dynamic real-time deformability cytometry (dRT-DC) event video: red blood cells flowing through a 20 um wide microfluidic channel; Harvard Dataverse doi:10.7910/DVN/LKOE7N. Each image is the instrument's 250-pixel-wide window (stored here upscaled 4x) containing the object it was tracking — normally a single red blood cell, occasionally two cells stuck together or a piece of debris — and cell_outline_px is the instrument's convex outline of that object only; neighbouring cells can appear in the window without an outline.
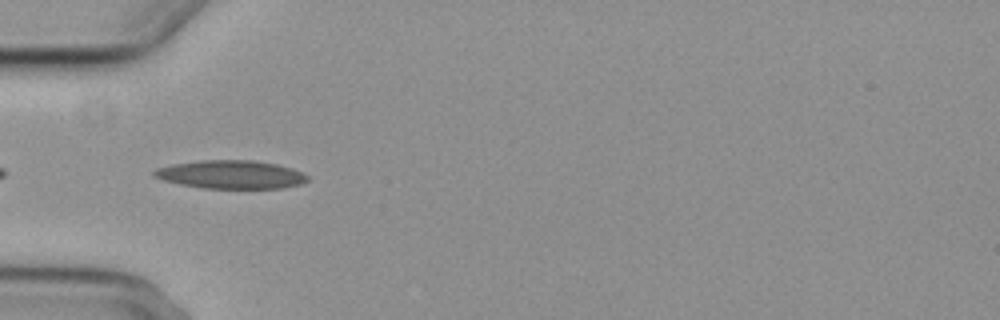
{"species": "common noctule bat (a hibernating species)", "species_latin": "Nyctalus noctula", "temperature_condition": "cold", "stored_images_in_passage": 6, "camera_frame_rate_fps": 3000, "um_per_image_px": 0.085, "animal": {"sex": "female", "body_mass_g": 29.2, "forearm_length_mm": 56.3}, "frame": {"image": 1, "passage_image": 4, "time_ms": 3.667, "image_size_px": [1000, 320], "cell_outline_px": [[308, 180], [300, 184], [284, 188], [204, 188], [180, 184], [164, 180], [152, 176], [152, 172], [156, 168], [172, 164], [200, 160], [252, 160], [276, 164], [292, 168], [308, 176]], "centroid_in_image_um": [19.6, 14.83], "position_along_channel_um": 65.4, "area_um2": 25.26}}
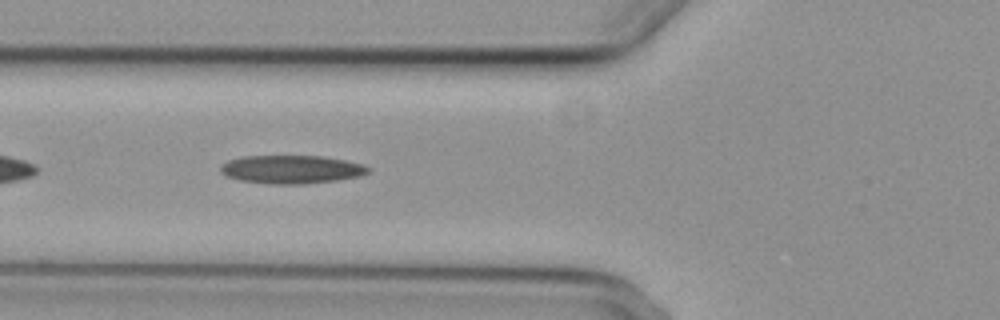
{"frame": {"image": 2, "passage_image": 5, "time_ms": 4.667, "image_size_px": [1000, 320], "cell_outline_px": [[372, 168], [368, 172], [360, 176], [336, 180], [304, 184], [272, 184], [240, 180], [228, 176], [220, 172], [220, 164], [228, 160], [244, 156], [324, 156], [364, 164]], "centroid_in_image_um": [24.78, 14.39], "position_along_channel_um": 101.0, "area_um2": 24.39}}
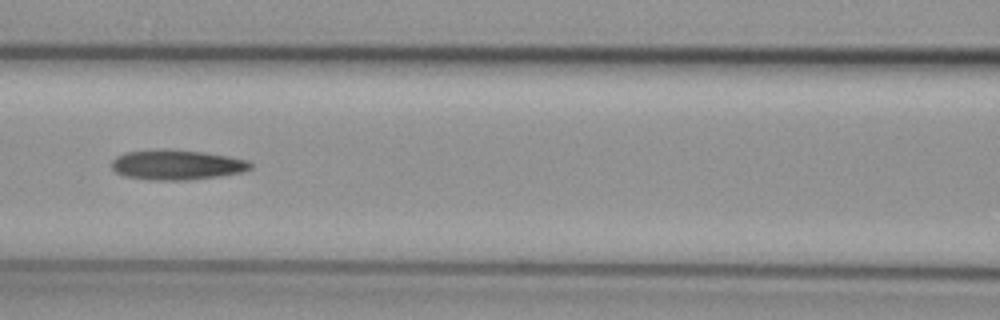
{"frame": {"image": 3, "passage_image": 6, "time_ms": 6.0, "image_size_px": [1000, 320], "cell_outline_px": [[252, 168], [240, 172], [220, 176], [188, 180], [148, 180], [124, 176], [116, 172], [112, 168], [112, 160], [116, 156], [124, 152], [168, 148], [204, 152], [228, 156], [248, 160], [252, 164]], "centroid_in_image_um": [15.0, 14.0], "position_along_channel_um": 151.6, "area_um2": 24.51}}